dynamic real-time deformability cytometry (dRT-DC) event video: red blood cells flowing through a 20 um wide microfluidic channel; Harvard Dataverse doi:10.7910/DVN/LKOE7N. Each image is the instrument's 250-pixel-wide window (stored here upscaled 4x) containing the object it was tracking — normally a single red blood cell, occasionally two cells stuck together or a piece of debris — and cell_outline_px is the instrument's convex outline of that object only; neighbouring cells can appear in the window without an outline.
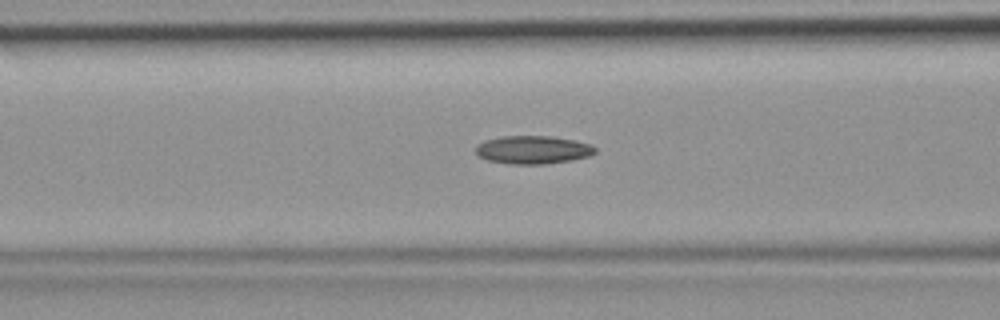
{"species": "common noctule bat (a hibernating species)", "species_latin": "Nyctalus noctula", "temperature_condition": "room temperature", "stored_images_in_passage": 45, "camera_frame_rate_fps": 3000, "um_per_image_px": 0.085, "animal": {"sex": "female", "body_mass_g": 19.9}, "frame": {"image": 1, "passage_image": 18, "time_ms": 5.667, "image_size_px": [1000, 320], "cell_outline_px": [[596, 152], [588, 156], [572, 160], [544, 164], [508, 164], [488, 160], [476, 156], [476, 148], [480, 144], [488, 140], [504, 136], [548, 136], [572, 140], [592, 144], [596, 148]], "centroid_in_image_um": [45.31, 12.74], "position_along_channel_um": 121.3, "area_um2": 19.42}}
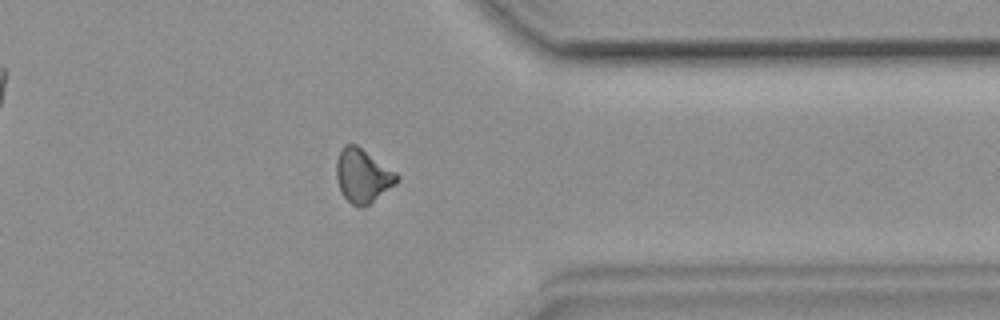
{"frame": {"image": 2, "passage_image": 36, "time_ms": 11.667, "image_size_px": [1000, 320], "cell_outline_px": [[400, 176], [396, 184], [364, 208], [356, 208], [340, 192], [336, 180], [336, 160], [344, 144], [356, 144], [396, 172]], "centroid_in_image_um": [30.82, 14.96], "position_along_channel_um": 380.6, "area_um2": 19.07}}
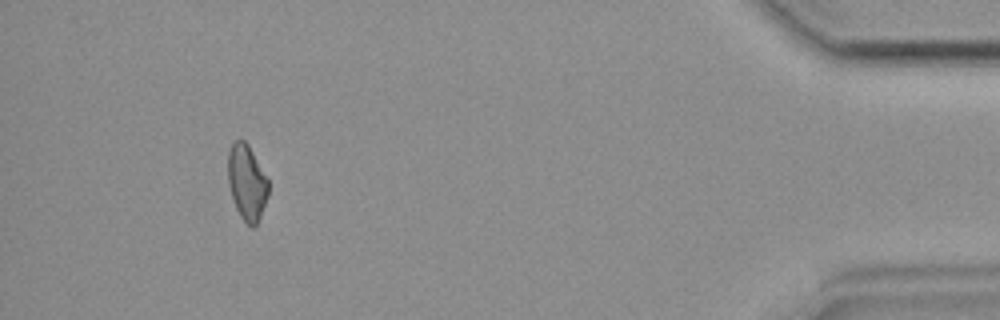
{"frame": {"image": 3, "passage_image": 42, "time_ms": 13.667, "image_size_px": [1000, 320], "cell_outline_px": [[268, 196], [256, 228], [252, 228], [240, 216], [236, 208], [228, 184], [228, 152], [232, 144], [236, 140], [244, 140], [248, 144], [268, 180]], "centroid_in_image_um": [20.98, 15.53], "position_along_channel_um": 414.2, "area_um2": 17.69}}